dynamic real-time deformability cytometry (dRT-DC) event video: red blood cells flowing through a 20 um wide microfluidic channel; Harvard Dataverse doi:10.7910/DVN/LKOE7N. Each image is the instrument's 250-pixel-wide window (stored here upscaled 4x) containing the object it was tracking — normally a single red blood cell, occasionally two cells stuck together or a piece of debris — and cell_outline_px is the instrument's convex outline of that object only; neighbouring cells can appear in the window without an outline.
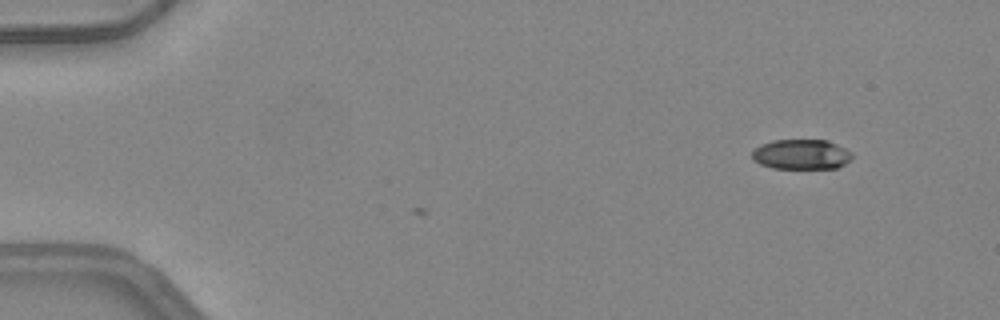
{"species": "common noctule bat (a hibernating species)", "species_latin": "Nyctalus noctula", "temperature_condition": "warm", "stored_images_in_passage": 2, "camera_frame_rate_fps": 3000, "um_per_image_px": 0.085, "animal": {"sex": "female", "body_mass_g": 24.6, "forearm_length_mm": 56.2}, "frame": {"image": 1, "passage_image": 2, "time_ms": 0.333, "image_size_px": [1000, 320], "cell_outline_px": [[852, 156], [844, 164], [836, 168], [772, 168], [760, 164], [752, 160], [752, 152], [760, 144], [772, 140], [828, 140], [852, 152]], "centroid_in_image_um": [68.08, 13.12], "position_along_channel_um": 16.9, "area_um2": 17.46}}